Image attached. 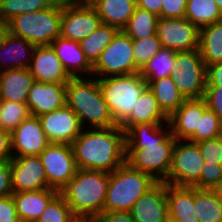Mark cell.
I'll return each mask as SVG.
<instances>
[{
    "instance_id": "1",
    "label": "cell",
    "mask_w": 222,
    "mask_h": 222,
    "mask_svg": "<svg viewBox=\"0 0 222 222\" xmlns=\"http://www.w3.org/2000/svg\"><path fill=\"white\" fill-rule=\"evenodd\" d=\"M125 141L126 162L132 168L150 174L157 182L168 178L176 142L168 123L135 124L125 132Z\"/></svg>"
},
{
    "instance_id": "2",
    "label": "cell",
    "mask_w": 222,
    "mask_h": 222,
    "mask_svg": "<svg viewBox=\"0 0 222 222\" xmlns=\"http://www.w3.org/2000/svg\"><path fill=\"white\" fill-rule=\"evenodd\" d=\"M71 146L79 169L111 173L126 162L125 131L119 125L83 128Z\"/></svg>"
},
{
    "instance_id": "3",
    "label": "cell",
    "mask_w": 222,
    "mask_h": 222,
    "mask_svg": "<svg viewBox=\"0 0 222 222\" xmlns=\"http://www.w3.org/2000/svg\"><path fill=\"white\" fill-rule=\"evenodd\" d=\"M108 186V172L78 168L59 194L80 222H93L104 213Z\"/></svg>"
},
{
    "instance_id": "4",
    "label": "cell",
    "mask_w": 222,
    "mask_h": 222,
    "mask_svg": "<svg viewBox=\"0 0 222 222\" xmlns=\"http://www.w3.org/2000/svg\"><path fill=\"white\" fill-rule=\"evenodd\" d=\"M66 105L79 117L83 128L116 126L104 101L98 79L93 76L70 78L66 83Z\"/></svg>"
},
{
    "instance_id": "5",
    "label": "cell",
    "mask_w": 222,
    "mask_h": 222,
    "mask_svg": "<svg viewBox=\"0 0 222 222\" xmlns=\"http://www.w3.org/2000/svg\"><path fill=\"white\" fill-rule=\"evenodd\" d=\"M156 183L150 174L132 168L127 162L123 163L109 173L104 212H129L134 203Z\"/></svg>"
},
{
    "instance_id": "6",
    "label": "cell",
    "mask_w": 222,
    "mask_h": 222,
    "mask_svg": "<svg viewBox=\"0 0 222 222\" xmlns=\"http://www.w3.org/2000/svg\"><path fill=\"white\" fill-rule=\"evenodd\" d=\"M62 0L50 7L14 16L8 21L9 33L35 46L50 45L61 32Z\"/></svg>"
},
{
    "instance_id": "7",
    "label": "cell",
    "mask_w": 222,
    "mask_h": 222,
    "mask_svg": "<svg viewBox=\"0 0 222 222\" xmlns=\"http://www.w3.org/2000/svg\"><path fill=\"white\" fill-rule=\"evenodd\" d=\"M108 110L116 125L131 113L141 93L148 87L140 73L98 78Z\"/></svg>"
},
{
    "instance_id": "8",
    "label": "cell",
    "mask_w": 222,
    "mask_h": 222,
    "mask_svg": "<svg viewBox=\"0 0 222 222\" xmlns=\"http://www.w3.org/2000/svg\"><path fill=\"white\" fill-rule=\"evenodd\" d=\"M132 46L133 39L123 30H118L92 66V76L98 79L140 72L135 65Z\"/></svg>"
},
{
    "instance_id": "9",
    "label": "cell",
    "mask_w": 222,
    "mask_h": 222,
    "mask_svg": "<svg viewBox=\"0 0 222 222\" xmlns=\"http://www.w3.org/2000/svg\"><path fill=\"white\" fill-rule=\"evenodd\" d=\"M172 80L185 99L203 98L206 66L198 49L176 52Z\"/></svg>"
},
{
    "instance_id": "10",
    "label": "cell",
    "mask_w": 222,
    "mask_h": 222,
    "mask_svg": "<svg viewBox=\"0 0 222 222\" xmlns=\"http://www.w3.org/2000/svg\"><path fill=\"white\" fill-rule=\"evenodd\" d=\"M204 163L196 143L176 139L170 172L164 182L174 186L193 187L200 180Z\"/></svg>"
},
{
    "instance_id": "11",
    "label": "cell",
    "mask_w": 222,
    "mask_h": 222,
    "mask_svg": "<svg viewBox=\"0 0 222 222\" xmlns=\"http://www.w3.org/2000/svg\"><path fill=\"white\" fill-rule=\"evenodd\" d=\"M96 9L83 0H62L60 36L80 42L101 24Z\"/></svg>"
},
{
    "instance_id": "12",
    "label": "cell",
    "mask_w": 222,
    "mask_h": 222,
    "mask_svg": "<svg viewBox=\"0 0 222 222\" xmlns=\"http://www.w3.org/2000/svg\"><path fill=\"white\" fill-rule=\"evenodd\" d=\"M50 188L58 192L75 176L77 165L72 146L50 143L39 155Z\"/></svg>"
},
{
    "instance_id": "13",
    "label": "cell",
    "mask_w": 222,
    "mask_h": 222,
    "mask_svg": "<svg viewBox=\"0 0 222 222\" xmlns=\"http://www.w3.org/2000/svg\"><path fill=\"white\" fill-rule=\"evenodd\" d=\"M199 30L196 25L185 17H159L156 34L163 48H168L175 52H182L198 49Z\"/></svg>"
},
{
    "instance_id": "14",
    "label": "cell",
    "mask_w": 222,
    "mask_h": 222,
    "mask_svg": "<svg viewBox=\"0 0 222 222\" xmlns=\"http://www.w3.org/2000/svg\"><path fill=\"white\" fill-rule=\"evenodd\" d=\"M39 119L49 143L71 145L83 130L79 117L67 105L40 115Z\"/></svg>"
},
{
    "instance_id": "15",
    "label": "cell",
    "mask_w": 222,
    "mask_h": 222,
    "mask_svg": "<svg viewBox=\"0 0 222 222\" xmlns=\"http://www.w3.org/2000/svg\"><path fill=\"white\" fill-rule=\"evenodd\" d=\"M10 169L13 192L50 188L39 156L13 157Z\"/></svg>"
},
{
    "instance_id": "16",
    "label": "cell",
    "mask_w": 222,
    "mask_h": 222,
    "mask_svg": "<svg viewBox=\"0 0 222 222\" xmlns=\"http://www.w3.org/2000/svg\"><path fill=\"white\" fill-rule=\"evenodd\" d=\"M49 144L37 116L29 115L11 132L13 157L39 156Z\"/></svg>"
},
{
    "instance_id": "17",
    "label": "cell",
    "mask_w": 222,
    "mask_h": 222,
    "mask_svg": "<svg viewBox=\"0 0 222 222\" xmlns=\"http://www.w3.org/2000/svg\"><path fill=\"white\" fill-rule=\"evenodd\" d=\"M129 212L135 222H166L169 218L166 183L157 182Z\"/></svg>"
},
{
    "instance_id": "18",
    "label": "cell",
    "mask_w": 222,
    "mask_h": 222,
    "mask_svg": "<svg viewBox=\"0 0 222 222\" xmlns=\"http://www.w3.org/2000/svg\"><path fill=\"white\" fill-rule=\"evenodd\" d=\"M28 69L35 81L43 83H67L71 78L51 45L35 47Z\"/></svg>"
},
{
    "instance_id": "19",
    "label": "cell",
    "mask_w": 222,
    "mask_h": 222,
    "mask_svg": "<svg viewBox=\"0 0 222 222\" xmlns=\"http://www.w3.org/2000/svg\"><path fill=\"white\" fill-rule=\"evenodd\" d=\"M30 115L39 117L66 105V83L35 81L27 97Z\"/></svg>"
},
{
    "instance_id": "20",
    "label": "cell",
    "mask_w": 222,
    "mask_h": 222,
    "mask_svg": "<svg viewBox=\"0 0 222 222\" xmlns=\"http://www.w3.org/2000/svg\"><path fill=\"white\" fill-rule=\"evenodd\" d=\"M208 109L204 98L186 99L168 118L171 134L177 140H189L196 130L202 114Z\"/></svg>"
},
{
    "instance_id": "21",
    "label": "cell",
    "mask_w": 222,
    "mask_h": 222,
    "mask_svg": "<svg viewBox=\"0 0 222 222\" xmlns=\"http://www.w3.org/2000/svg\"><path fill=\"white\" fill-rule=\"evenodd\" d=\"M50 45L71 77H85V74L92 76V65L86 59L79 42L59 36Z\"/></svg>"
},
{
    "instance_id": "22",
    "label": "cell",
    "mask_w": 222,
    "mask_h": 222,
    "mask_svg": "<svg viewBox=\"0 0 222 222\" xmlns=\"http://www.w3.org/2000/svg\"><path fill=\"white\" fill-rule=\"evenodd\" d=\"M59 192L52 188L35 191L13 192L17 216L20 222H36L49 202Z\"/></svg>"
},
{
    "instance_id": "23",
    "label": "cell",
    "mask_w": 222,
    "mask_h": 222,
    "mask_svg": "<svg viewBox=\"0 0 222 222\" xmlns=\"http://www.w3.org/2000/svg\"><path fill=\"white\" fill-rule=\"evenodd\" d=\"M34 82L35 78L28 68L1 71L0 100L26 104L28 93Z\"/></svg>"
},
{
    "instance_id": "24",
    "label": "cell",
    "mask_w": 222,
    "mask_h": 222,
    "mask_svg": "<svg viewBox=\"0 0 222 222\" xmlns=\"http://www.w3.org/2000/svg\"><path fill=\"white\" fill-rule=\"evenodd\" d=\"M35 47L26 39L9 33L0 45V72L29 68Z\"/></svg>"
},
{
    "instance_id": "25",
    "label": "cell",
    "mask_w": 222,
    "mask_h": 222,
    "mask_svg": "<svg viewBox=\"0 0 222 222\" xmlns=\"http://www.w3.org/2000/svg\"><path fill=\"white\" fill-rule=\"evenodd\" d=\"M169 217L178 222H200L194 205V187L166 183Z\"/></svg>"
},
{
    "instance_id": "26",
    "label": "cell",
    "mask_w": 222,
    "mask_h": 222,
    "mask_svg": "<svg viewBox=\"0 0 222 222\" xmlns=\"http://www.w3.org/2000/svg\"><path fill=\"white\" fill-rule=\"evenodd\" d=\"M168 123L154 93L147 87L138 98L130 115L119 125L125 132L135 124Z\"/></svg>"
},
{
    "instance_id": "27",
    "label": "cell",
    "mask_w": 222,
    "mask_h": 222,
    "mask_svg": "<svg viewBox=\"0 0 222 222\" xmlns=\"http://www.w3.org/2000/svg\"><path fill=\"white\" fill-rule=\"evenodd\" d=\"M91 4L97 11L103 24L115 26L118 30L128 24L134 13L135 0H83Z\"/></svg>"
},
{
    "instance_id": "28",
    "label": "cell",
    "mask_w": 222,
    "mask_h": 222,
    "mask_svg": "<svg viewBox=\"0 0 222 222\" xmlns=\"http://www.w3.org/2000/svg\"><path fill=\"white\" fill-rule=\"evenodd\" d=\"M154 93L162 112L169 118L186 100L178 91L172 77L144 80Z\"/></svg>"
},
{
    "instance_id": "29",
    "label": "cell",
    "mask_w": 222,
    "mask_h": 222,
    "mask_svg": "<svg viewBox=\"0 0 222 222\" xmlns=\"http://www.w3.org/2000/svg\"><path fill=\"white\" fill-rule=\"evenodd\" d=\"M198 50L205 66L222 62V20L200 28Z\"/></svg>"
},
{
    "instance_id": "30",
    "label": "cell",
    "mask_w": 222,
    "mask_h": 222,
    "mask_svg": "<svg viewBox=\"0 0 222 222\" xmlns=\"http://www.w3.org/2000/svg\"><path fill=\"white\" fill-rule=\"evenodd\" d=\"M199 29L222 20V12L214 0H187L185 16Z\"/></svg>"
},
{
    "instance_id": "31",
    "label": "cell",
    "mask_w": 222,
    "mask_h": 222,
    "mask_svg": "<svg viewBox=\"0 0 222 222\" xmlns=\"http://www.w3.org/2000/svg\"><path fill=\"white\" fill-rule=\"evenodd\" d=\"M117 32L118 29L115 26L101 23L93 33L79 42L86 59L92 66Z\"/></svg>"
},
{
    "instance_id": "32",
    "label": "cell",
    "mask_w": 222,
    "mask_h": 222,
    "mask_svg": "<svg viewBox=\"0 0 222 222\" xmlns=\"http://www.w3.org/2000/svg\"><path fill=\"white\" fill-rule=\"evenodd\" d=\"M194 205L200 222H222V202L212 189L194 187Z\"/></svg>"
},
{
    "instance_id": "33",
    "label": "cell",
    "mask_w": 222,
    "mask_h": 222,
    "mask_svg": "<svg viewBox=\"0 0 222 222\" xmlns=\"http://www.w3.org/2000/svg\"><path fill=\"white\" fill-rule=\"evenodd\" d=\"M176 52L161 48L140 70V75L144 80H157L169 77L175 69Z\"/></svg>"
},
{
    "instance_id": "34",
    "label": "cell",
    "mask_w": 222,
    "mask_h": 222,
    "mask_svg": "<svg viewBox=\"0 0 222 222\" xmlns=\"http://www.w3.org/2000/svg\"><path fill=\"white\" fill-rule=\"evenodd\" d=\"M158 16L135 7L134 13L123 28V31L133 40H140L156 34Z\"/></svg>"
},
{
    "instance_id": "35",
    "label": "cell",
    "mask_w": 222,
    "mask_h": 222,
    "mask_svg": "<svg viewBox=\"0 0 222 222\" xmlns=\"http://www.w3.org/2000/svg\"><path fill=\"white\" fill-rule=\"evenodd\" d=\"M56 0H2L0 19L9 21L14 16L50 7Z\"/></svg>"
},
{
    "instance_id": "36",
    "label": "cell",
    "mask_w": 222,
    "mask_h": 222,
    "mask_svg": "<svg viewBox=\"0 0 222 222\" xmlns=\"http://www.w3.org/2000/svg\"><path fill=\"white\" fill-rule=\"evenodd\" d=\"M29 115L27 104L0 100V129L12 132Z\"/></svg>"
},
{
    "instance_id": "37",
    "label": "cell",
    "mask_w": 222,
    "mask_h": 222,
    "mask_svg": "<svg viewBox=\"0 0 222 222\" xmlns=\"http://www.w3.org/2000/svg\"><path fill=\"white\" fill-rule=\"evenodd\" d=\"M36 222H80L64 198L58 193L47 205Z\"/></svg>"
},
{
    "instance_id": "38",
    "label": "cell",
    "mask_w": 222,
    "mask_h": 222,
    "mask_svg": "<svg viewBox=\"0 0 222 222\" xmlns=\"http://www.w3.org/2000/svg\"><path fill=\"white\" fill-rule=\"evenodd\" d=\"M222 136V123L216 113L209 108L202 114L199 130L188 140L193 143L215 139Z\"/></svg>"
},
{
    "instance_id": "39",
    "label": "cell",
    "mask_w": 222,
    "mask_h": 222,
    "mask_svg": "<svg viewBox=\"0 0 222 222\" xmlns=\"http://www.w3.org/2000/svg\"><path fill=\"white\" fill-rule=\"evenodd\" d=\"M162 48L157 34L144 39L133 40V56L136 67L141 70L143 66Z\"/></svg>"
},
{
    "instance_id": "40",
    "label": "cell",
    "mask_w": 222,
    "mask_h": 222,
    "mask_svg": "<svg viewBox=\"0 0 222 222\" xmlns=\"http://www.w3.org/2000/svg\"><path fill=\"white\" fill-rule=\"evenodd\" d=\"M196 144L205 162L222 165V136L197 142Z\"/></svg>"
},
{
    "instance_id": "41",
    "label": "cell",
    "mask_w": 222,
    "mask_h": 222,
    "mask_svg": "<svg viewBox=\"0 0 222 222\" xmlns=\"http://www.w3.org/2000/svg\"><path fill=\"white\" fill-rule=\"evenodd\" d=\"M222 181V165L205 162L200 180L193 186L199 189H213Z\"/></svg>"
},
{
    "instance_id": "42",
    "label": "cell",
    "mask_w": 222,
    "mask_h": 222,
    "mask_svg": "<svg viewBox=\"0 0 222 222\" xmlns=\"http://www.w3.org/2000/svg\"><path fill=\"white\" fill-rule=\"evenodd\" d=\"M203 98L207 103V107L217 114L222 123V85L206 86Z\"/></svg>"
},
{
    "instance_id": "43",
    "label": "cell",
    "mask_w": 222,
    "mask_h": 222,
    "mask_svg": "<svg viewBox=\"0 0 222 222\" xmlns=\"http://www.w3.org/2000/svg\"><path fill=\"white\" fill-rule=\"evenodd\" d=\"M187 0H162V18H183Z\"/></svg>"
},
{
    "instance_id": "44",
    "label": "cell",
    "mask_w": 222,
    "mask_h": 222,
    "mask_svg": "<svg viewBox=\"0 0 222 222\" xmlns=\"http://www.w3.org/2000/svg\"><path fill=\"white\" fill-rule=\"evenodd\" d=\"M0 222H20L12 195L0 198Z\"/></svg>"
},
{
    "instance_id": "45",
    "label": "cell",
    "mask_w": 222,
    "mask_h": 222,
    "mask_svg": "<svg viewBox=\"0 0 222 222\" xmlns=\"http://www.w3.org/2000/svg\"><path fill=\"white\" fill-rule=\"evenodd\" d=\"M13 194L10 161L0 162V198Z\"/></svg>"
},
{
    "instance_id": "46",
    "label": "cell",
    "mask_w": 222,
    "mask_h": 222,
    "mask_svg": "<svg viewBox=\"0 0 222 222\" xmlns=\"http://www.w3.org/2000/svg\"><path fill=\"white\" fill-rule=\"evenodd\" d=\"M222 85V62L206 66V86Z\"/></svg>"
},
{
    "instance_id": "47",
    "label": "cell",
    "mask_w": 222,
    "mask_h": 222,
    "mask_svg": "<svg viewBox=\"0 0 222 222\" xmlns=\"http://www.w3.org/2000/svg\"><path fill=\"white\" fill-rule=\"evenodd\" d=\"M93 222H135L130 212L113 211L104 212L99 215Z\"/></svg>"
},
{
    "instance_id": "48",
    "label": "cell",
    "mask_w": 222,
    "mask_h": 222,
    "mask_svg": "<svg viewBox=\"0 0 222 222\" xmlns=\"http://www.w3.org/2000/svg\"><path fill=\"white\" fill-rule=\"evenodd\" d=\"M13 158L11 148V132L0 129V162Z\"/></svg>"
},
{
    "instance_id": "49",
    "label": "cell",
    "mask_w": 222,
    "mask_h": 222,
    "mask_svg": "<svg viewBox=\"0 0 222 222\" xmlns=\"http://www.w3.org/2000/svg\"><path fill=\"white\" fill-rule=\"evenodd\" d=\"M136 7L161 17L162 0H135Z\"/></svg>"
},
{
    "instance_id": "50",
    "label": "cell",
    "mask_w": 222,
    "mask_h": 222,
    "mask_svg": "<svg viewBox=\"0 0 222 222\" xmlns=\"http://www.w3.org/2000/svg\"><path fill=\"white\" fill-rule=\"evenodd\" d=\"M8 34H9L8 22L0 19V45L4 42Z\"/></svg>"
},
{
    "instance_id": "51",
    "label": "cell",
    "mask_w": 222,
    "mask_h": 222,
    "mask_svg": "<svg viewBox=\"0 0 222 222\" xmlns=\"http://www.w3.org/2000/svg\"><path fill=\"white\" fill-rule=\"evenodd\" d=\"M212 190L216 194L217 198L222 202V181L218 185H216Z\"/></svg>"
},
{
    "instance_id": "52",
    "label": "cell",
    "mask_w": 222,
    "mask_h": 222,
    "mask_svg": "<svg viewBox=\"0 0 222 222\" xmlns=\"http://www.w3.org/2000/svg\"><path fill=\"white\" fill-rule=\"evenodd\" d=\"M214 1L217 3V5L219 6V8L222 12V0H214Z\"/></svg>"
},
{
    "instance_id": "53",
    "label": "cell",
    "mask_w": 222,
    "mask_h": 222,
    "mask_svg": "<svg viewBox=\"0 0 222 222\" xmlns=\"http://www.w3.org/2000/svg\"><path fill=\"white\" fill-rule=\"evenodd\" d=\"M166 222H178V221H176V220H174V219L169 217Z\"/></svg>"
}]
</instances>
